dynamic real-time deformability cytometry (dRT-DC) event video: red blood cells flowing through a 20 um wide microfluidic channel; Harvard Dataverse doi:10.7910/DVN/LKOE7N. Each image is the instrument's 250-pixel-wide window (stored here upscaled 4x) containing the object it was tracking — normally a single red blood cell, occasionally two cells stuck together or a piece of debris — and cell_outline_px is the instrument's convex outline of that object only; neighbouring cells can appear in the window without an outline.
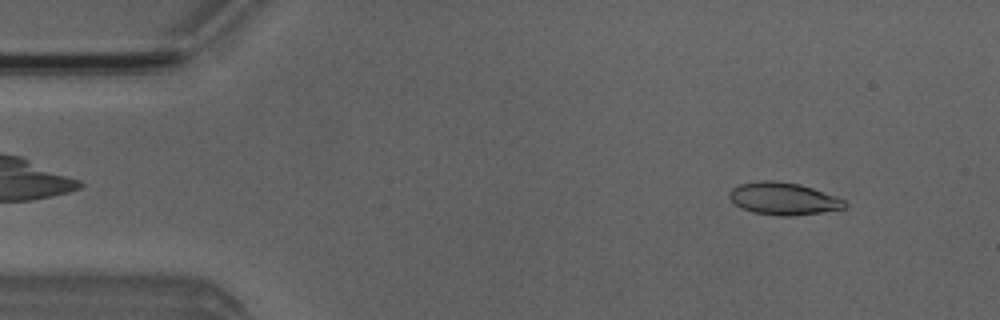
{"species": "Egyptian fruit bat (a non-hibernating species)", "species_latin": "Rousettus aegyptiacus", "temperature_condition": "room temperature", "stored_images_in_passage": 48, "camera_frame_rate_fps": 3000, "um_per_image_px": 0.085, "animal": {"sex": "male"}, "frame": {"image": 1, "passage_image": 2, "time_ms": 0.333, "image_size_px": [1000, 320], "cell_outline_px": [[848, 204], [844, 208], [820, 212], [792, 216], [776, 216], [752, 212], [740, 208], [728, 196], [728, 192], [732, 188], [740, 184], [760, 180], [772, 180], [800, 184], [836, 196], [844, 200]], "centroid_in_image_um": [66.56, 16.89], "position_along_channel_um": 18.4, "area_um2": 21.79}}
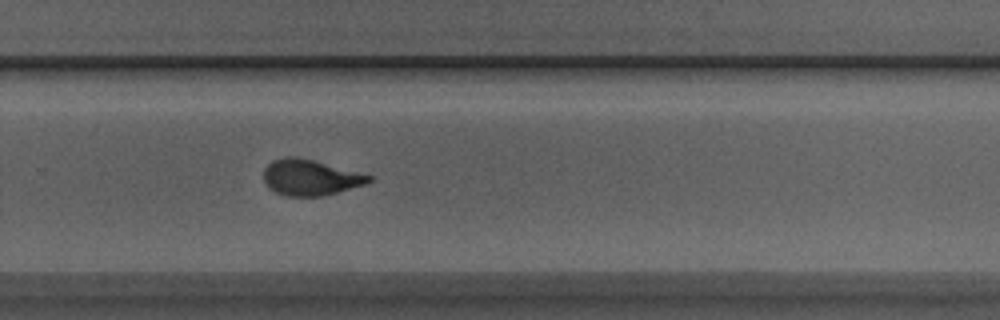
{"frame": {"image": 2, "passage_image": 30, "time_ms": 9.667, "image_size_px": [1000, 320], "cell_outline_px": [[372, 180], [368, 184], [324, 196], [288, 196], [276, 192], [268, 188], [264, 180], [264, 168], [272, 160], [288, 156], [292, 156], [312, 160], [372, 176]], "centroid_in_image_um": [26.37, 15.1], "position_along_channel_um": 303.4, "area_um2": 21.85}}
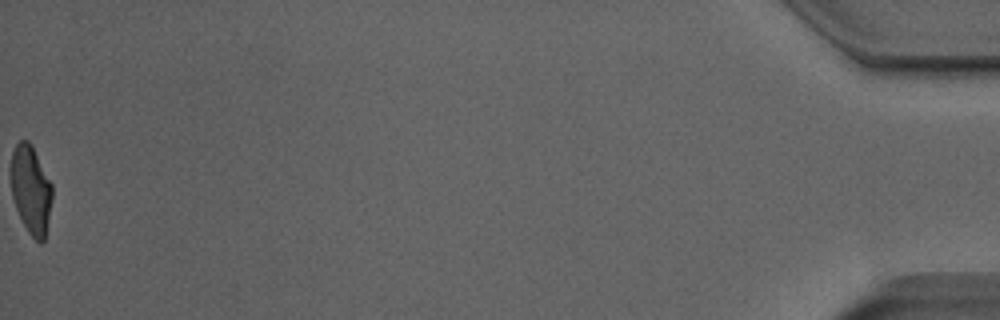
{"frame": {"image": 3, "passage_image": 48, "time_ms": 15.667, "image_size_px": [1000, 320], "cell_outline_px": [[52, 200], [44, 240], [40, 244], [28, 232], [16, 208], [12, 196], [12, 152], [16, 144], [20, 140], [28, 140], [32, 144], [52, 184]], "centroid_in_image_um": [2.64, 16.11], "position_along_channel_um": 432.6, "area_um2": 20.98}, "authors_computed_cell_mechanics": {"area_um2": 22.0218, "velocity_mm_per_s": 3.9761, "shape_relaxation_time_tau1_ms": 4.4444, "shape_relaxation_time_tau2_ms": 1.0826, "deformation_change_tau1": 0.1902, "deformation_change_tau2": 0.0699}}